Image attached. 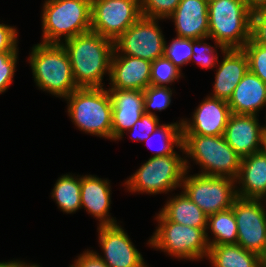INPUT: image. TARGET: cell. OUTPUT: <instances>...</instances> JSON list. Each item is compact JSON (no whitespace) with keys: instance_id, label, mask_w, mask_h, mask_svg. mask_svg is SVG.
<instances>
[{"instance_id":"7402d4cb","label":"cell","mask_w":266,"mask_h":267,"mask_svg":"<svg viewBox=\"0 0 266 267\" xmlns=\"http://www.w3.org/2000/svg\"><path fill=\"white\" fill-rule=\"evenodd\" d=\"M233 114L258 115L266 106V83L248 71L227 101Z\"/></svg>"},{"instance_id":"7a4b0ae2","label":"cell","mask_w":266,"mask_h":267,"mask_svg":"<svg viewBox=\"0 0 266 267\" xmlns=\"http://www.w3.org/2000/svg\"><path fill=\"white\" fill-rule=\"evenodd\" d=\"M251 15L246 0H208V37L221 52L242 49L251 39Z\"/></svg>"},{"instance_id":"ee69618b","label":"cell","mask_w":266,"mask_h":267,"mask_svg":"<svg viewBox=\"0 0 266 267\" xmlns=\"http://www.w3.org/2000/svg\"><path fill=\"white\" fill-rule=\"evenodd\" d=\"M266 117V116H265ZM266 119V118H265ZM266 122V121H265ZM264 130H266V123L264 124Z\"/></svg>"},{"instance_id":"2e32d148","label":"cell","mask_w":266,"mask_h":267,"mask_svg":"<svg viewBox=\"0 0 266 267\" xmlns=\"http://www.w3.org/2000/svg\"><path fill=\"white\" fill-rule=\"evenodd\" d=\"M151 61L120 55L114 49L110 68L109 89L144 91L150 85Z\"/></svg>"},{"instance_id":"5b68a950","label":"cell","mask_w":266,"mask_h":267,"mask_svg":"<svg viewBox=\"0 0 266 267\" xmlns=\"http://www.w3.org/2000/svg\"><path fill=\"white\" fill-rule=\"evenodd\" d=\"M44 2L41 16L42 43L61 44L91 30V0Z\"/></svg>"},{"instance_id":"b9f144b4","label":"cell","mask_w":266,"mask_h":267,"mask_svg":"<svg viewBox=\"0 0 266 267\" xmlns=\"http://www.w3.org/2000/svg\"><path fill=\"white\" fill-rule=\"evenodd\" d=\"M263 150L266 152V130L264 131L263 134Z\"/></svg>"},{"instance_id":"f1b7e54d","label":"cell","mask_w":266,"mask_h":267,"mask_svg":"<svg viewBox=\"0 0 266 267\" xmlns=\"http://www.w3.org/2000/svg\"><path fill=\"white\" fill-rule=\"evenodd\" d=\"M170 87L149 85L144 90V113L156 115L151 110L162 111L171 104L172 91ZM152 108V109H151Z\"/></svg>"},{"instance_id":"60d3db41","label":"cell","mask_w":266,"mask_h":267,"mask_svg":"<svg viewBox=\"0 0 266 267\" xmlns=\"http://www.w3.org/2000/svg\"><path fill=\"white\" fill-rule=\"evenodd\" d=\"M0 267H17V260L0 262Z\"/></svg>"},{"instance_id":"7bdbcfd3","label":"cell","mask_w":266,"mask_h":267,"mask_svg":"<svg viewBox=\"0 0 266 267\" xmlns=\"http://www.w3.org/2000/svg\"><path fill=\"white\" fill-rule=\"evenodd\" d=\"M261 201H265L266 202V196H264L262 199H261ZM265 205H266V203H265ZM265 212H266V209H265Z\"/></svg>"},{"instance_id":"d4e9b609","label":"cell","mask_w":266,"mask_h":267,"mask_svg":"<svg viewBox=\"0 0 266 267\" xmlns=\"http://www.w3.org/2000/svg\"><path fill=\"white\" fill-rule=\"evenodd\" d=\"M51 197L61 211L70 214L81 209V176L61 175L55 182Z\"/></svg>"},{"instance_id":"603a6c76","label":"cell","mask_w":266,"mask_h":267,"mask_svg":"<svg viewBox=\"0 0 266 267\" xmlns=\"http://www.w3.org/2000/svg\"><path fill=\"white\" fill-rule=\"evenodd\" d=\"M167 220L197 228H207L208 216L182 191L166 201L159 211Z\"/></svg>"},{"instance_id":"8fae6325","label":"cell","mask_w":266,"mask_h":267,"mask_svg":"<svg viewBox=\"0 0 266 267\" xmlns=\"http://www.w3.org/2000/svg\"><path fill=\"white\" fill-rule=\"evenodd\" d=\"M161 19L141 16L114 41L120 55L154 61L164 56L165 37L160 28ZM121 52V53H120Z\"/></svg>"},{"instance_id":"83f0119b","label":"cell","mask_w":266,"mask_h":267,"mask_svg":"<svg viewBox=\"0 0 266 267\" xmlns=\"http://www.w3.org/2000/svg\"><path fill=\"white\" fill-rule=\"evenodd\" d=\"M182 77L181 70L165 56L151 63L150 85L167 87Z\"/></svg>"},{"instance_id":"30bf717a","label":"cell","mask_w":266,"mask_h":267,"mask_svg":"<svg viewBox=\"0 0 266 267\" xmlns=\"http://www.w3.org/2000/svg\"><path fill=\"white\" fill-rule=\"evenodd\" d=\"M141 16L140 0H91V31L113 42Z\"/></svg>"},{"instance_id":"8992f818","label":"cell","mask_w":266,"mask_h":267,"mask_svg":"<svg viewBox=\"0 0 266 267\" xmlns=\"http://www.w3.org/2000/svg\"><path fill=\"white\" fill-rule=\"evenodd\" d=\"M186 157L193 159L206 176L228 177L236 180L239 175L241 158L221 136L182 134Z\"/></svg>"},{"instance_id":"7c38bea8","label":"cell","mask_w":266,"mask_h":267,"mask_svg":"<svg viewBox=\"0 0 266 267\" xmlns=\"http://www.w3.org/2000/svg\"><path fill=\"white\" fill-rule=\"evenodd\" d=\"M237 224V244L266 260V212L261 199L237 197L231 207Z\"/></svg>"},{"instance_id":"ffe728a7","label":"cell","mask_w":266,"mask_h":267,"mask_svg":"<svg viewBox=\"0 0 266 267\" xmlns=\"http://www.w3.org/2000/svg\"><path fill=\"white\" fill-rule=\"evenodd\" d=\"M111 186L107 179L96 175L81 176V208L99 220V225H114L117 220L109 215Z\"/></svg>"},{"instance_id":"74e56055","label":"cell","mask_w":266,"mask_h":267,"mask_svg":"<svg viewBox=\"0 0 266 267\" xmlns=\"http://www.w3.org/2000/svg\"><path fill=\"white\" fill-rule=\"evenodd\" d=\"M74 264L69 267H108L105 262L99 257V254L93 250L83 251L77 256Z\"/></svg>"},{"instance_id":"836d02e7","label":"cell","mask_w":266,"mask_h":267,"mask_svg":"<svg viewBox=\"0 0 266 267\" xmlns=\"http://www.w3.org/2000/svg\"><path fill=\"white\" fill-rule=\"evenodd\" d=\"M18 52L0 53V94L5 92L13 82Z\"/></svg>"},{"instance_id":"f546056e","label":"cell","mask_w":266,"mask_h":267,"mask_svg":"<svg viewBox=\"0 0 266 267\" xmlns=\"http://www.w3.org/2000/svg\"><path fill=\"white\" fill-rule=\"evenodd\" d=\"M192 55V39L176 36L169 45L165 41L164 56L180 70L182 66L190 62Z\"/></svg>"},{"instance_id":"44dd1931","label":"cell","mask_w":266,"mask_h":267,"mask_svg":"<svg viewBox=\"0 0 266 267\" xmlns=\"http://www.w3.org/2000/svg\"><path fill=\"white\" fill-rule=\"evenodd\" d=\"M237 184L236 193L240 198L262 199L266 196V152L263 149L241 159Z\"/></svg>"},{"instance_id":"3957f363","label":"cell","mask_w":266,"mask_h":267,"mask_svg":"<svg viewBox=\"0 0 266 267\" xmlns=\"http://www.w3.org/2000/svg\"><path fill=\"white\" fill-rule=\"evenodd\" d=\"M28 62L38 89L65 99L79 88L73 78L68 54L62 44L39 43L32 47Z\"/></svg>"},{"instance_id":"4316f807","label":"cell","mask_w":266,"mask_h":267,"mask_svg":"<svg viewBox=\"0 0 266 267\" xmlns=\"http://www.w3.org/2000/svg\"><path fill=\"white\" fill-rule=\"evenodd\" d=\"M182 119L179 122L171 123V124H160L155 131L149 135V137L146 139L147 144H149V140L151 139V136L155 137L158 135L160 136L161 146L160 148L155 150V154L153 157L158 156H168L170 154H173L174 147L179 148L182 153H185L184 147H183V138H182ZM159 139V138H158ZM151 143V142H150ZM151 147V145H149Z\"/></svg>"},{"instance_id":"d6986e66","label":"cell","mask_w":266,"mask_h":267,"mask_svg":"<svg viewBox=\"0 0 266 267\" xmlns=\"http://www.w3.org/2000/svg\"><path fill=\"white\" fill-rule=\"evenodd\" d=\"M216 68L213 94L210 97L228 101L236 86L249 71L248 58L243 49H226Z\"/></svg>"},{"instance_id":"ac0fdd59","label":"cell","mask_w":266,"mask_h":267,"mask_svg":"<svg viewBox=\"0 0 266 267\" xmlns=\"http://www.w3.org/2000/svg\"><path fill=\"white\" fill-rule=\"evenodd\" d=\"M167 19L173 20L177 37L208 38V0H180Z\"/></svg>"},{"instance_id":"ab89813d","label":"cell","mask_w":266,"mask_h":267,"mask_svg":"<svg viewBox=\"0 0 266 267\" xmlns=\"http://www.w3.org/2000/svg\"><path fill=\"white\" fill-rule=\"evenodd\" d=\"M17 267H41L38 264L26 263L24 261L17 260Z\"/></svg>"},{"instance_id":"ba28073f","label":"cell","mask_w":266,"mask_h":267,"mask_svg":"<svg viewBox=\"0 0 266 267\" xmlns=\"http://www.w3.org/2000/svg\"><path fill=\"white\" fill-rule=\"evenodd\" d=\"M158 226L148 245L166 252L169 256L186 260H200L208 256L207 228L190 227L167 220L160 212Z\"/></svg>"},{"instance_id":"9a60e30c","label":"cell","mask_w":266,"mask_h":267,"mask_svg":"<svg viewBox=\"0 0 266 267\" xmlns=\"http://www.w3.org/2000/svg\"><path fill=\"white\" fill-rule=\"evenodd\" d=\"M264 131L257 115L232 113L223 136L242 159L263 149Z\"/></svg>"},{"instance_id":"cb8c5ba5","label":"cell","mask_w":266,"mask_h":267,"mask_svg":"<svg viewBox=\"0 0 266 267\" xmlns=\"http://www.w3.org/2000/svg\"><path fill=\"white\" fill-rule=\"evenodd\" d=\"M212 267H266V260L239 244L209 246Z\"/></svg>"},{"instance_id":"4fadbf2b","label":"cell","mask_w":266,"mask_h":267,"mask_svg":"<svg viewBox=\"0 0 266 267\" xmlns=\"http://www.w3.org/2000/svg\"><path fill=\"white\" fill-rule=\"evenodd\" d=\"M97 230L104 253L99 257L108 267H149L121 225H98Z\"/></svg>"},{"instance_id":"8d00e7d4","label":"cell","mask_w":266,"mask_h":267,"mask_svg":"<svg viewBox=\"0 0 266 267\" xmlns=\"http://www.w3.org/2000/svg\"><path fill=\"white\" fill-rule=\"evenodd\" d=\"M18 32L13 26L0 24V53L18 51Z\"/></svg>"},{"instance_id":"5bb4252c","label":"cell","mask_w":266,"mask_h":267,"mask_svg":"<svg viewBox=\"0 0 266 267\" xmlns=\"http://www.w3.org/2000/svg\"><path fill=\"white\" fill-rule=\"evenodd\" d=\"M231 114L226 100L208 95L194 110L191 120L182 119V134L224 135Z\"/></svg>"},{"instance_id":"1f68e13d","label":"cell","mask_w":266,"mask_h":267,"mask_svg":"<svg viewBox=\"0 0 266 267\" xmlns=\"http://www.w3.org/2000/svg\"><path fill=\"white\" fill-rule=\"evenodd\" d=\"M208 40V38H201V39H192V52L193 55L190 58V61H194L200 67L206 69H214L218 65V51L209 43L204 42V40ZM216 52V54H215Z\"/></svg>"},{"instance_id":"52a82bcc","label":"cell","mask_w":266,"mask_h":267,"mask_svg":"<svg viewBox=\"0 0 266 267\" xmlns=\"http://www.w3.org/2000/svg\"><path fill=\"white\" fill-rule=\"evenodd\" d=\"M187 158H182L176 151L168 156H151L124 183L129 192L146 194H167L181 188L186 170Z\"/></svg>"},{"instance_id":"e575fe53","label":"cell","mask_w":266,"mask_h":267,"mask_svg":"<svg viewBox=\"0 0 266 267\" xmlns=\"http://www.w3.org/2000/svg\"><path fill=\"white\" fill-rule=\"evenodd\" d=\"M160 125L157 115L144 114L129 130L135 141H145Z\"/></svg>"},{"instance_id":"6da1fadb","label":"cell","mask_w":266,"mask_h":267,"mask_svg":"<svg viewBox=\"0 0 266 267\" xmlns=\"http://www.w3.org/2000/svg\"><path fill=\"white\" fill-rule=\"evenodd\" d=\"M61 44L68 54L76 85L79 88L103 87L104 75L110 76L114 42L90 30Z\"/></svg>"},{"instance_id":"484cf974","label":"cell","mask_w":266,"mask_h":267,"mask_svg":"<svg viewBox=\"0 0 266 267\" xmlns=\"http://www.w3.org/2000/svg\"><path fill=\"white\" fill-rule=\"evenodd\" d=\"M207 230H210L213 239L206 233L209 246L237 244V224L233 209H227L208 216Z\"/></svg>"},{"instance_id":"e0dca14e","label":"cell","mask_w":266,"mask_h":267,"mask_svg":"<svg viewBox=\"0 0 266 267\" xmlns=\"http://www.w3.org/2000/svg\"><path fill=\"white\" fill-rule=\"evenodd\" d=\"M112 102V140L123 138L144 113V91L108 89Z\"/></svg>"},{"instance_id":"4dcf8cb0","label":"cell","mask_w":266,"mask_h":267,"mask_svg":"<svg viewBox=\"0 0 266 267\" xmlns=\"http://www.w3.org/2000/svg\"><path fill=\"white\" fill-rule=\"evenodd\" d=\"M242 49L248 58L249 71L266 83V47L250 39Z\"/></svg>"},{"instance_id":"d6a6232c","label":"cell","mask_w":266,"mask_h":267,"mask_svg":"<svg viewBox=\"0 0 266 267\" xmlns=\"http://www.w3.org/2000/svg\"><path fill=\"white\" fill-rule=\"evenodd\" d=\"M180 0H140L142 16L167 19L177 8Z\"/></svg>"},{"instance_id":"277c9868","label":"cell","mask_w":266,"mask_h":267,"mask_svg":"<svg viewBox=\"0 0 266 267\" xmlns=\"http://www.w3.org/2000/svg\"><path fill=\"white\" fill-rule=\"evenodd\" d=\"M64 100L79 131L112 140V102L104 87L77 88Z\"/></svg>"},{"instance_id":"d590c367","label":"cell","mask_w":266,"mask_h":267,"mask_svg":"<svg viewBox=\"0 0 266 267\" xmlns=\"http://www.w3.org/2000/svg\"><path fill=\"white\" fill-rule=\"evenodd\" d=\"M251 39L266 47V11L252 12Z\"/></svg>"},{"instance_id":"9c48e42d","label":"cell","mask_w":266,"mask_h":267,"mask_svg":"<svg viewBox=\"0 0 266 267\" xmlns=\"http://www.w3.org/2000/svg\"><path fill=\"white\" fill-rule=\"evenodd\" d=\"M186 170L182 190L207 215L230 209L236 193V180L228 177L187 175Z\"/></svg>"},{"instance_id":"f35d334b","label":"cell","mask_w":266,"mask_h":267,"mask_svg":"<svg viewBox=\"0 0 266 267\" xmlns=\"http://www.w3.org/2000/svg\"><path fill=\"white\" fill-rule=\"evenodd\" d=\"M252 12L266 11V0H246Z\"/></svg>"}]
</instances>
